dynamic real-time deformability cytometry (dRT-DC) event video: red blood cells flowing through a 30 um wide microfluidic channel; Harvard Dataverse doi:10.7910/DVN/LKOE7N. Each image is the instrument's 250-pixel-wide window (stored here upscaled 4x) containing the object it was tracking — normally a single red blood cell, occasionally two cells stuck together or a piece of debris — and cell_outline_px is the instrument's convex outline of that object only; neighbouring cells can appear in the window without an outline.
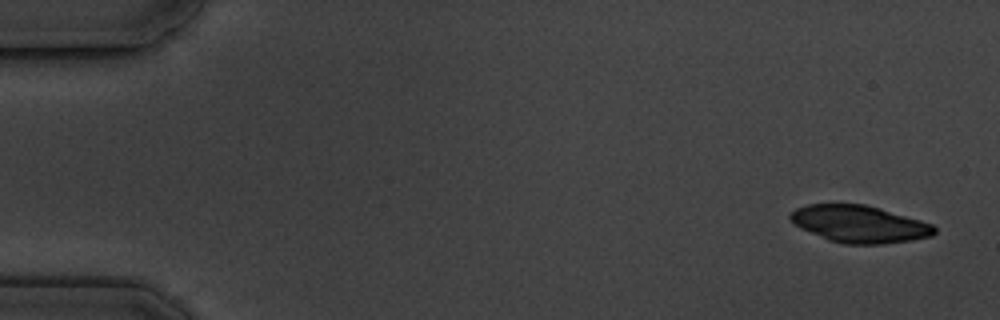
{"species": "common noctule bat (a hibernating species)", "species_latin": "Nyctalus noctula", "temperature_condition": "cold", "stored_images_in_passage": 5, "camera_frame_rate_fps": 3000, "um_per_image_px": 0.085, "animal": {"sex": "male", "body_mass_g": 19.5, "forearm_length_mm": 54.6}, "frame": {"image": 1, "passage_image": 1, "time_ms": 0.0, "image_size_px": [1000, 320], "cell_outline_px": [[936, 232], [932, 236], [912, 240], [880, 244], [844, 244], [828, 240], [800, 228], [788, 216], [796, 208], [808, 204], [864, 204], [880, 208], [920, 220], [932, 224], [936, 228]], "centroid_in_image_um": [73.05, 19.04], "position_along_channel_um": 11.9, "area_um2": 31.04}}